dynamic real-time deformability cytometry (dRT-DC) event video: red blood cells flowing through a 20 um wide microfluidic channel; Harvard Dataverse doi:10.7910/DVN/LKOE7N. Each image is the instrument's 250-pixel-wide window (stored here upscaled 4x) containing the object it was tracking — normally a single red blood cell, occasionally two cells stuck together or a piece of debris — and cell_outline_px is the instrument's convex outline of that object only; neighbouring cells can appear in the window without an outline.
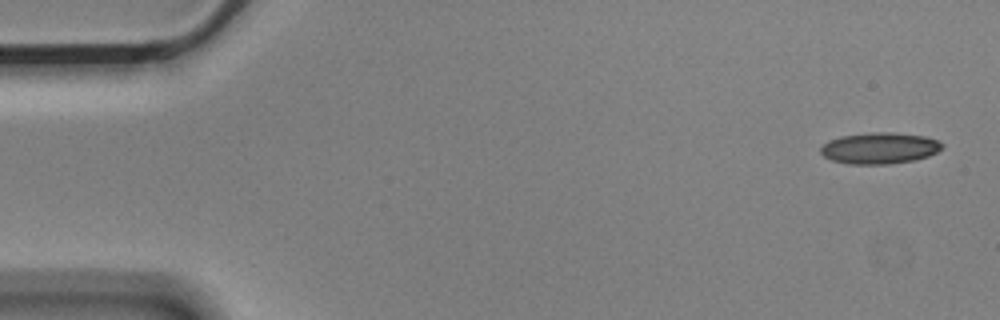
{"species": "Egyptian fruit bat (a non-hibernating species)", "species_latin": "Rousettus aegyptiacus", "temperature_condition": "cold", "stored_images_in_passage": 6, "camera_frame_rate_fps": 3000, "um_per_image_px": 0.085, "animal": {"sex": "male"}, "frame": {"image": 1, "passage_image": 1, "time_ms": 0.0, "image_size_px": [1000, 320], "cell_outline_px": [[944, 148], [928, 156], [916, 160], [888, 164], [848, 164], [832, 160], [824, 156], [820, 152], [820, 148], [828, 140], [840, 136], [872, 132], [892, 132], [924, 136], [936, 140], [944, 144]], "centroid_in_image_um": [74.76, 12.59], "position_along_channel_um": 10.2, "area_um2": 22.25}}
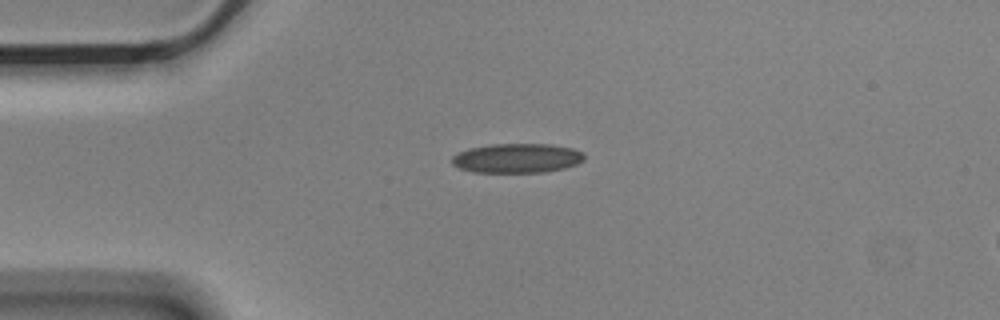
{"frame": {"image": 2, "passage_image": 4, "time_ms": 1.0, "image_size_px": [1000, 320], "cell_outline_px": [[584, 160], [576, 164], [564, 168], [544, 172], [472, 172], [460, 168], [452, 164], [452, 156], [468, 148], [492, 144], [552, 144], [572, 148], [584, 152]], "centroid_in_image_um": [43.96, 13.44], "position_along_channel_um": 41.0, "area_um2": 22.72}}
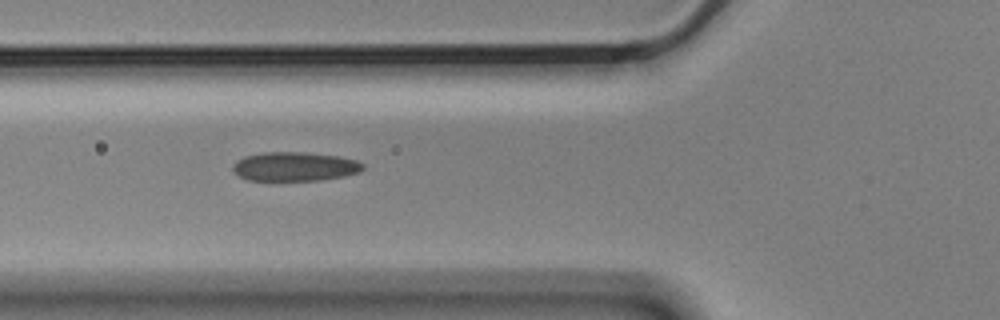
{"frame": {"image": 3, "passage_image": 6, "time_ms": 1.667, "image_size_px": [1000, 320], "cell_outline_px": [[364, 168], [360, 172], [344, 176], [320, 180], [248, 180], [240, 176], [232, 168], [232, 164], [236, 160], [244, 156], [264, 152], [304, 152], [336, 156], [356, 160], [364, 164]], "centroid_in_image_um": [25.05, 14.15], "position_along_channel_um": 100.8, "area_um2": 21.96}}